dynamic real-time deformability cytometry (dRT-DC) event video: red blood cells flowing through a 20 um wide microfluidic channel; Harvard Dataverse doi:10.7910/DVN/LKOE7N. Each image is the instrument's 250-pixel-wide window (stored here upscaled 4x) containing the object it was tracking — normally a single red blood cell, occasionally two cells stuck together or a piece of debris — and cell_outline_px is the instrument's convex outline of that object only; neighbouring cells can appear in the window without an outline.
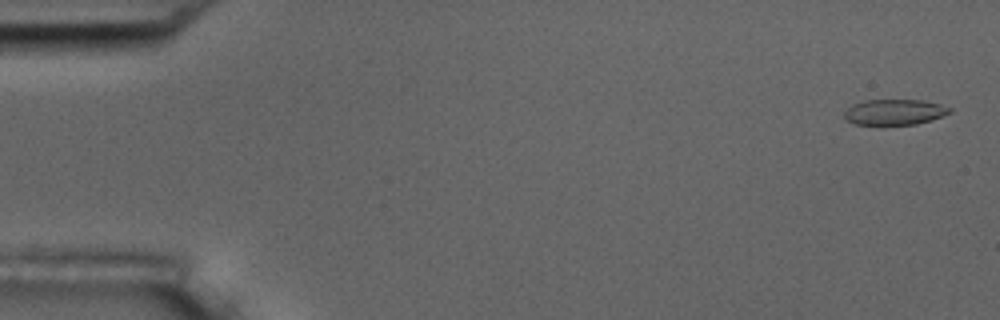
{"species": "common noctule bat (a hibernating species)", "species_latin": "Nyctalus noctula", "temperature_condition": "room temperature", "stored_images_in_passage": 5, "camera_frame_rate_fps": 3000, "um_per_image_px": 0.085, "animal": {"sex": "male", "body_mass_g": 17.5, "forearm_length_mm": 52.3}, "frame": {"image": 1, "passage_image": 1, "time_ms": 0.0, "image_size_px": [1000, 320], "cell_outline_px": [[952, 112], [932, 120], [916, 124], [880, 128], [856, 124], [844, 120], [844, 112], [852, 104], [864, 100], [924, 100], [940, 104], [952, 108]], "centroid_in_image_um": [75.99, 9.58], "position_along_channel_um": 9.0, "area_um2": 16.65}}
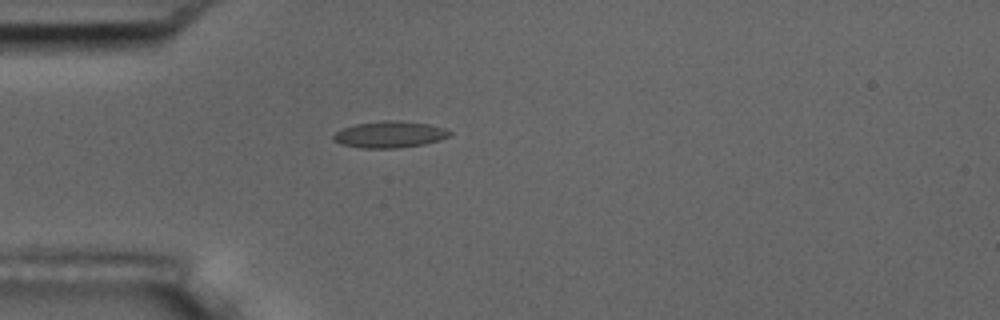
{"frame": {"image": 2, "passage_image": 5, "time_ms": 4.667, "image_size_px": [1000, 320], "cell_outline_px": [[452, 132], [448, 136], [440, 140], [424, 144], [400, 148], [360, 148], [340, 144], [332, 140], [332, 136], [336, 132], [344, 128], [356, 124], [384, 120], [396, 120], [428, 124], [444, 128]], "centroid_in_image_um": [33.1, 11.44], "position_along_channel_um": 51.9, "area_um2": 17.98}}